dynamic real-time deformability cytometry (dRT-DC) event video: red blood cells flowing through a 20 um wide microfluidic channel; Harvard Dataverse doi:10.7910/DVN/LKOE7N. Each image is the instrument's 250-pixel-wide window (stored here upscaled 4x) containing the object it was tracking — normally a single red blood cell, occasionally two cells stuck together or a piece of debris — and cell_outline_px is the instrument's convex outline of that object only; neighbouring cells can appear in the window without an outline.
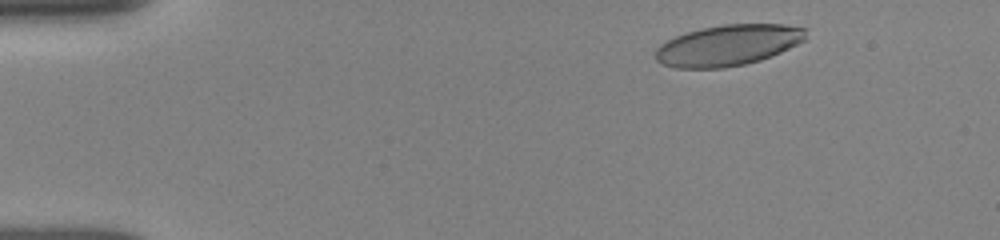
{"species": "human", "species_latin": "Homo sapiens", "temperature_condition": "room temperature", "stored_images_in_passage": 55, "camera_frame_rate_fps": 3000, "um_per_image_px": 0.085, "donor": {"sex": "female"}, "frame": {"image": 1, "passage_image": 3, "time_ms": 1.0, "image_size_px": [1000, 240], "cell_outline_px": [[808, 28], [804, 40], [780, 52], [760, 60], [744, 64], [724, 68], [676, 68], [664, 64], [656, 60], [656, 48], [660, 44], [676, 36], [700, 28], [724, 24], [784, 24]], "centroid_in_image_um": [61.89, 3.84], "position_along_channel_um": 23.1, "area_um2": 35.72}}
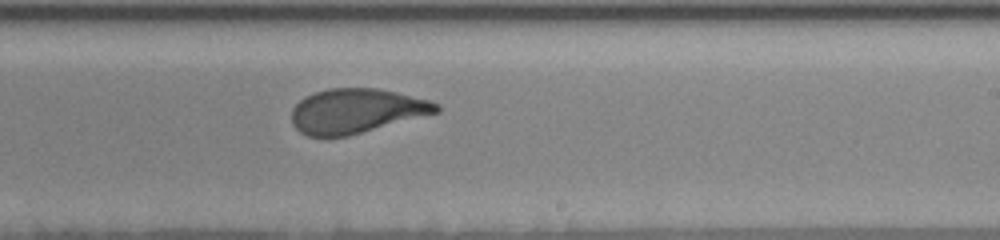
{"frame": {"image": 2, "passage_image": 27, "time_ms": 9.333, "image_size_px": [1000, 240], "cell_outline_px": [[440, 112], [348, 136], [308, 136], [300, 132], [292, 124], [292, 108], [304, 96], [328, 88], [376, 88], [396, 92], [428, 100], [440, 104]], "centroid_in_image_um": [30.28, 9.43], "position_along_channel_um": 258.7, "area_um2": 37.51}}
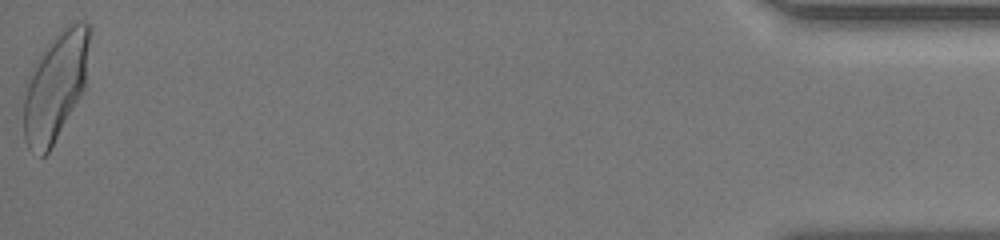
{"frame": {"image": 3, "passage_image": 54, "time_ms": 16.0, "image_size_px": [1000, 240], "cell_outline_px": [[92, 32], [84, 88], [80, 96], [48, 152], [44, 156], [40, 156], [28, 148], [24, 140], [24, 84], [40, 52], [56, 32], [60, 28], [76, 20], [80, 20], [88, 24], [92, 28]], "centroid_in_image_um": [4.72, 7.23], "position_along_channel_um": 430.5, "area_um2": 42.14}, "authors_computed_cell_mechanics": {"area_um2": 38.2636, "velocity_mm_per_s": 3.8767, "shape_relaxation_time_tau1_ms": 4.8997, "shape_relaxation_time_tau2_ms": 0.8818, "deformation_change_tau1": 0.1928, "deformation_change_tau2": 0.0859}}